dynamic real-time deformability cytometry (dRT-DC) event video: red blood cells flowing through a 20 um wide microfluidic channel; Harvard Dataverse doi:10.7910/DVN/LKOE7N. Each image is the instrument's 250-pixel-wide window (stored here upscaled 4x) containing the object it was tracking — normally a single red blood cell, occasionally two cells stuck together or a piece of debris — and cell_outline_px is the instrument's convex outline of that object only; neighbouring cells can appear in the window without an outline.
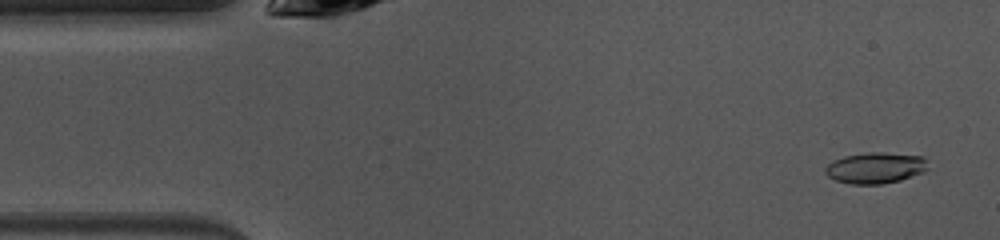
{"species": "common noctule bat (a hibernating species)", "species_latin": "Nyctalus noctula", "temperature_condition": "warm", "stored_images_in_passage": 48, "camera_frame_rate_fps": 3000, "um_per_image_px": 0.085, "animal": {"sex": "female", "body_mass_g": 10.0, "forearm_length_mm": 53.1}, "frame": {"image": 1, "passage_image": 3, "time_ms": 0.667, "image_size_px": [1000, 240], "cell_outline_px": [[928, 168], [924, 172], [900, 180], [880, 184], [852, 184], [836, 180], [828, 176], [824, 172], [824, 168], [832, 160], [844, 156], [868, 152], [880, 152], [924, 156]], "centroid_in_image_um": [74.4, 14.26], "position_along_channel_um": 10.6, "area_um2": 18.61}}
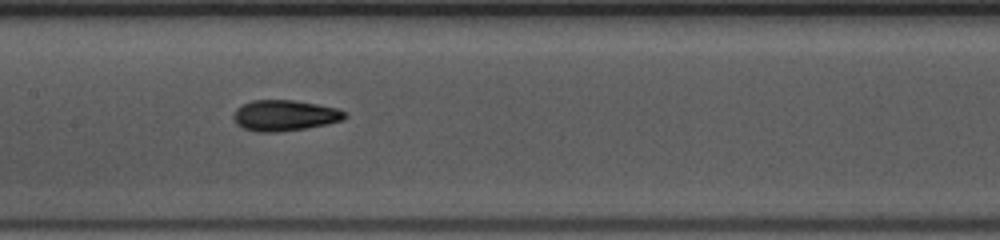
{"frame": {"image": 2, "passage_image": 22, "time_ms": 7.0, "image_size_px": [1000, 240], "cell_outline_px": [[348, 116], [340, 120], [324, 124], [304, 128], [276, 132], [256, 132], [244, 128], [236, 124], [232, 116], [236, 108], [240, 104], [252, 100], [296, 100], [336, 108], [344, 112]], "centroid_in_image_um": [24.11, 9.8], "position_along_channel_um": 183.3, "area_um2": 19.88}}
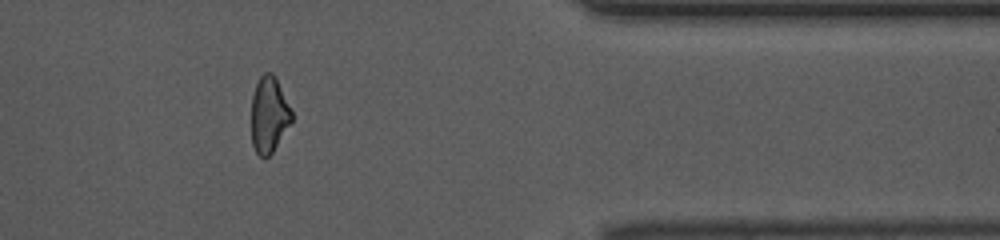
{"frame": {"image": 3, "passage_image": 39, "time_ms": 12.667, "image_size_px": [1000, 240], "cell_outline_px": [[292, 120], [272, 152], [264, 160], [256, 152], [252, 144], [252, 96], [256, 84], [260, 76], [264, 72], [272, 72], [276, 76], [292, 112]], "centroid_in_image_um": [22.86, 9.73], "position_along_channel_um": 388.5, "area_um2": 17.74}, "authors_computed_cell_mechanics": {"area_um2": 18.8717, "velocity_mm_per_s": 4.0635, "shape_relaxation_time_tau1_ms": 5.3468, "shape_relaxation_time_tau2_ms": 1.768, "deformation_change_tau1": 0.1892, "deformation_change_tau2": 0.093}}